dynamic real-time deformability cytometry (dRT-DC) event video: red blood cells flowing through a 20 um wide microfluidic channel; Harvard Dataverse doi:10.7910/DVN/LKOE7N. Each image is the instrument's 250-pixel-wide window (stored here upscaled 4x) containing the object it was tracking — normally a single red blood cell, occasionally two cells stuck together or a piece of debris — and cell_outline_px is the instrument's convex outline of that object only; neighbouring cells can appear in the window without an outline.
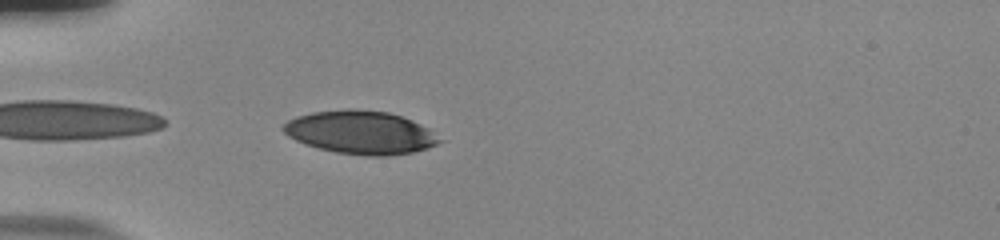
{"species": "human", "species_latin": "Homo sapiens", "temperature_condition": "room temperature", "stored_images_in_passage": 38, "camera_frame_rate_fps": 3000, "um_per_image_px": 0.085, "donor": {"sex": "male"}, "frame": {"image": 1, "passage_image": 1, "time_ms": 0.0, "image_size_px": [1000, 240], "cell_outline_px": [[444, 140], [428, 148], [412, 152], [384, 156], [368, 156], [336, 152], [304, 144], [288, 136], [280, 128], [288, 120], [296, 116], [312, 112], [348, 108], [352, 108], [388, 112], [412, 120], [428, 128]], "centroid_in_image_um": [30.64, 11.25], "position_along_channel_um": 54.4, "area_um2": 39.36}}
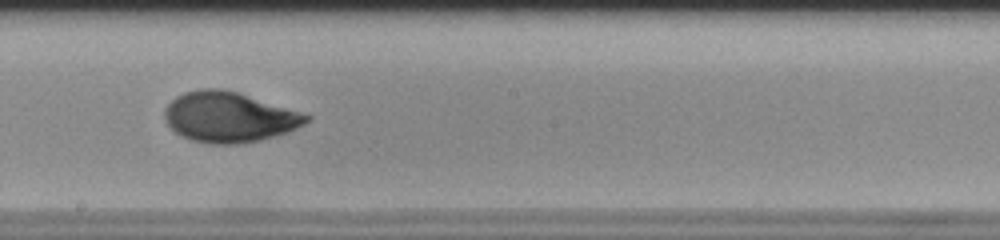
{"frame": {"image": 2, "passage_image": 16, "time_ms": 5.0, "image_size_px": [1000, 240], "cell_outline_px": [[312, 116], [304, 124], [288, 132], [260, 140], [240, 144], [212, 144], [192, 140], [180, 136], [168, 124], [164, 116], [164, 108], [176, 96], [184, 92], [200, 88], [220, 88], [240, 92]], "centroid_in_image_um": [19.45, 9.94], "position_along_channel_um": 228.7, "area_um2": 41.62}}
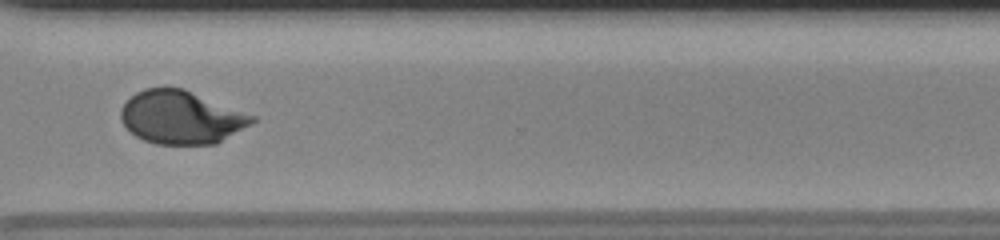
{"frame": {"image": 3, "passage_image": 26, "time_ms": 8.333, "image_size_px": [1000, 240], "cell_outline_px": [[256, 120], [216, 144], [156, 144], [144, 140], [136, 136], [120, 120], [120, 108], [136, 92], [144, 88], [184, 88], [256, 116]], "centroid_in_image_um": [15.39, 9.97], "position_along_channel_um": 355.2, "area_um2": 40.4}, "authors_computed_cell_mechanics": {"area_um2": 40.3155, "velocity_mm_per_s": 3.7903, "shape_relaxation_time_tau1_ms": 4.4059, "shape_relaxation_time_tau2_ms": 0.7729, "deformation_change_tau1": 0.1767, "deformation_change_tau2": 0.0448}}